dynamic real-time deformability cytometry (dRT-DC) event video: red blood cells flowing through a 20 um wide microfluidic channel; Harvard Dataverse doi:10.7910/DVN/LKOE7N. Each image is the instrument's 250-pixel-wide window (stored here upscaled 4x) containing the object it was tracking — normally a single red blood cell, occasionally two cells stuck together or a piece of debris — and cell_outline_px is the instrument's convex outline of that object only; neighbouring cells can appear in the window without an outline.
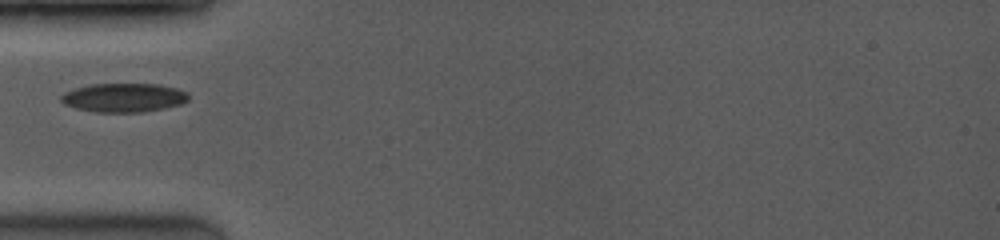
{"species": "common noctule bat (a hibernating species)", "species_latin": "Nyctalus noctula", "temperature_condition": "room temperature", "stored_images_in_passage": 4, "camera_frame_rate_fps": 3500, "um_per_image_px": 0.085, "animal": {"sex": "female", "body_mass_g": 19.0, "forearm_length_mm": 53.3}, "frame": {"image": 1, "passage_image": 1, "time_ms": 0.0, "image_size_px": [1000, 240], "cell_outline_px": [[188, 100], [180, 104], [164, 108], [144, 112], [96, 112], [76, 108], [64, 104], [60, 100], [60, 96], [64, 92], [76, 88], [92, 84], [156, 84], [176, 88], [188, 92]], "centroid_in_image_um": [10.51, 8.3], "position_along_channel_um": 74.5, "area_um2": 21.39}}
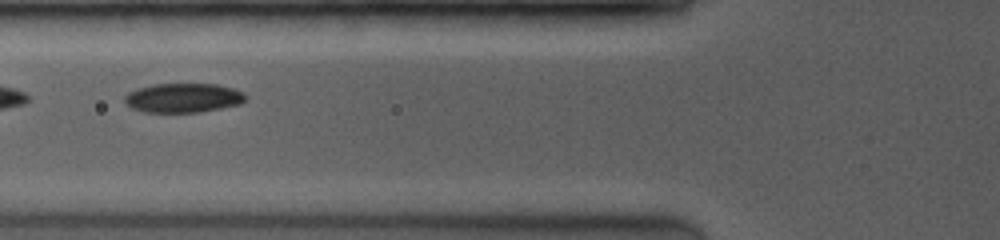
{"frame": {"image": 2, "passage_image": 2, "time_ms": 0.857, "image_size_px": [1000, 240], "cell_outline_px": [[248, 96], [240, 104], [200, 112], [144, 112], [132, 108], [124, 100], [124, 96], [128, 92], [136, 88], [152, 84], [216, 84], [232, 88], [244, 92]], "centroid_in_image_um": [15.57, 8.31], "position_along_channel_um": 110.2, "area_um2": 20.69}}